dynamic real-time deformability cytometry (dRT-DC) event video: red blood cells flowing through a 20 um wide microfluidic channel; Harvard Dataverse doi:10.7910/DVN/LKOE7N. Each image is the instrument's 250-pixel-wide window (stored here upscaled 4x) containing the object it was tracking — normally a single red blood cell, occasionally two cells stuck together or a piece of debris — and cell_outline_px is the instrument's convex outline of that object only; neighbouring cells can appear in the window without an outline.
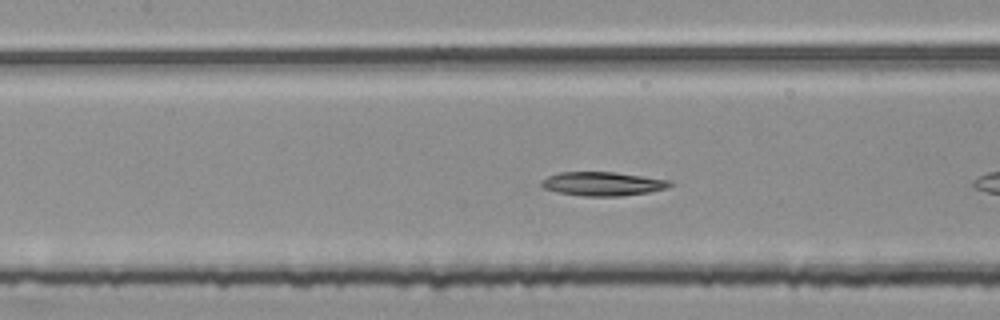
{"species": "common noctule bat (a hibernating species)", "species_latin": "Nyctalus noctula", "temperature_condition": "room temperature", "stored_images_in_passage": 8, "camera_frame_rate_fps": 3000, "um_per_image_px": 0.085, "animal": {"sex": "female", "body_mass_g": 25.1}, "frame": {"image": 1, "passage_image": 7, "time_ms": 2.0, "image_size_px": [1000, 320], "cell_outline_px": [[672, 184], [668, 188], [648, 192], [620, 196], [584, 196], [556, 192], [544, 188], [540, 184], [540, 180], [556, 172], [616, 172], [672, 180]], "centroid_in_image_um": [51.22, 15.61], "position_along_channel_um": 156.2, "area_um2": 18.03}}